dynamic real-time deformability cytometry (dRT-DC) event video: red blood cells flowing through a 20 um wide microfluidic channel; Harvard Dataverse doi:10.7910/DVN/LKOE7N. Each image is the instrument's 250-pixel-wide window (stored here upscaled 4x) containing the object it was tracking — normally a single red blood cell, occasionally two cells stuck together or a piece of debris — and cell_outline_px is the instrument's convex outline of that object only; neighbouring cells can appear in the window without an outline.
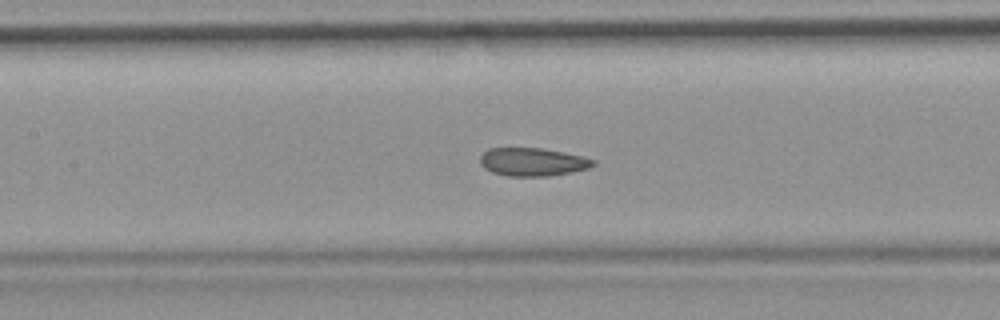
{"species": "common noctule bat (a hibernating species)", "species_latin": "Nyctalus noctula", "temperature_condition": "room temperature", "stored_images_in_passage": 54, "camera_frame_rate_fps": 3000, "um_per_image_px": 0.085, "animal": {"sex": "female", "body_mass_g": 19.9}, "frame": {"image": 1, "passage_image": 24, "time_ms": 7.667, "image_size_px": [1000, 320], "cell_outline_px": [[596, 164], [588, 168], [572, 172], [548, 176], [508, 176], [492, 172], [484, 168], [480, 164], [480, 156], [488, 148], [540, 148], [564, 152], [584, 156], [596, 160]], "centroid_in_image_um": [45.28, 13.76], "position_along_channel_um": 162.1, "area_um2": 18.67}, "authors_computed_cell_mechanics": {"area_um2": 19.652, "velocity_mm_per_s": 3.7429, "shape_relaxation_time_tau1_ms": null, "shape_relaxation_time_tau2_ms": 1.3971, "deformation_change_tau1": null, "deformation_change_tau2": 0.077}}